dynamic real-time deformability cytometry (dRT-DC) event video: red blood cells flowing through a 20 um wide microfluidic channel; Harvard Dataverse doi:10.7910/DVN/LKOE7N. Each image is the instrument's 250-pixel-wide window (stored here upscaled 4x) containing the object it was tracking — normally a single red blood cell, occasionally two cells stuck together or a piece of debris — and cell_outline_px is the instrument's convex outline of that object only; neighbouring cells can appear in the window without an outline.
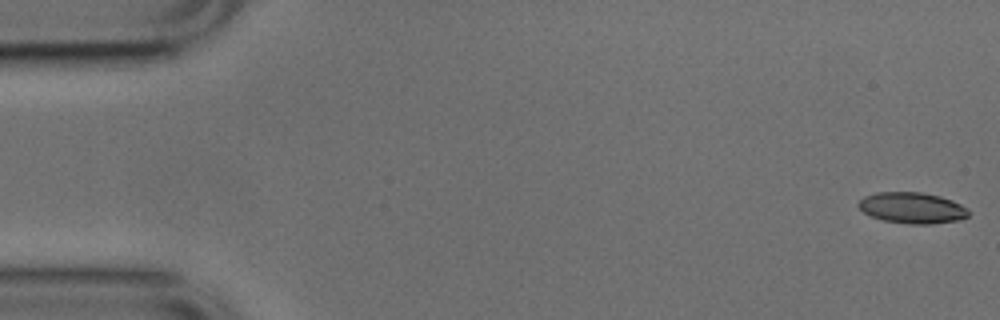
{"species": "common noctule bat (a hibernating species)", "species_latin": "Nyctalus noctula", "temperature_condition": "cold", "stored_images_in_passage": 11, "camera_frame_rate_fps": 3000, "um_per_image_px": 0.085, "animal": {"sex": "male", "body_mass_g": 17.9, "forearm_length_mm": 54.2}, "frame": {"image": 1, "passage_image": 1, "time_ms": 0.0, "image_size_px": [1000, 320], "cell_outline_px": [[968, 216], [960, 220], [932, 224], [908, 224], [884, 220], [872, 216], [864, 212], [856, 204], [864, 196], [876, 192], [920, 192], [940, 196], [952, 200], [968, 208]], "centroid_in_image_um": [77.54, 17.67], "position_along_channel_um": 7.5, "area_um2": 19.94}}